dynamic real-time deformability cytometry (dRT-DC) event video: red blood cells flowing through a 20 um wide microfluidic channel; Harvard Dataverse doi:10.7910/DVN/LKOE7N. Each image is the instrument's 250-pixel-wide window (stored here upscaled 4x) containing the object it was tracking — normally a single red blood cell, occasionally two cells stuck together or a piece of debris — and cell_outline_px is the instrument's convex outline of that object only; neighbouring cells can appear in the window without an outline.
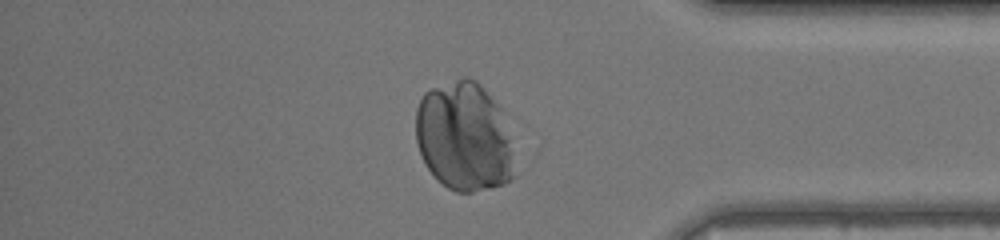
{"species": "human", "species_latin": "Homo sapiens", "temperature_condition": "room temperature", "stored_images_in_passage": 40, "camera_frame_rate_fps": 3000, "um_per_image_px": 0.085, "donor": {"sex": "male"}, "frame": {"image": 1, "passage_image": 35, "time_ms": 11.333, "image_size_px": [1000, 240], "cell_outline_px": [[516, 176], [504, 184], [472, 192], [456, 192], [448, 188], [424, 164], [416, 140], [416, 108], [424, 92], [432, 88], [464, 76], [468, 76], [476, 80], [484, 88], [504, 112], [512, 152]], "centroid_in_image_um": [39.46, 11.61], "position_along_channel_um": 395.7, "area_um2": 63.23}}